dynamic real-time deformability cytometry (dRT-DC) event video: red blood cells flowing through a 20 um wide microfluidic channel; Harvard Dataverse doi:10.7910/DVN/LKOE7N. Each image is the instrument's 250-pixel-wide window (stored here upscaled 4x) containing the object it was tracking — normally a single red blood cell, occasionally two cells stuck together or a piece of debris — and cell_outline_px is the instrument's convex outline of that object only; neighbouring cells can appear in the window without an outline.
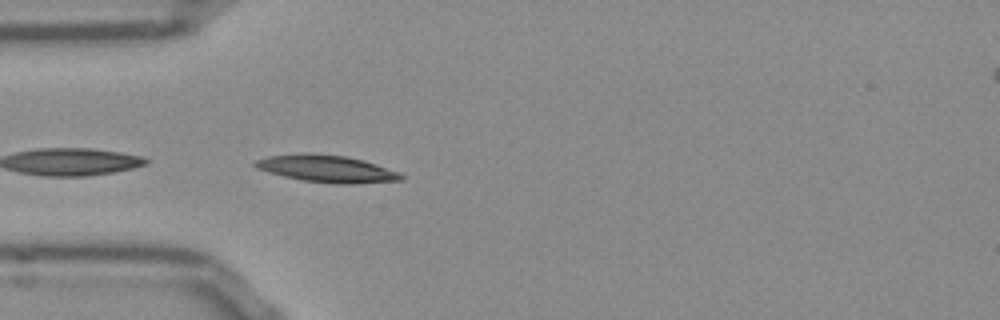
{"species": "Egyptian fruit bat (a non-hibernating species)", "species_latin": "Rousettus aegyptiacus", "temperature_condition": "room temperature", "stored_images_in_passage": 12, "camera_frame_rate_fps": 3000, "um_per_image_px": 0.085, "frame": {"image": 1, "passage_image": 1, "time_ms": 0.0, "image_size_px": [1000, 320], "cell_outline_px": [[404, 180], [352, 184], [332, 184], [300, 180], [268, 172], [256, 168], [252, 164], [256, 160], [268, 156], [296, 152], [312, 152], [344, 156], [364, 160], [376, 164], [396, 172], [404, 176]], "centroid_in_image_um": [27.72, 14.33], "position_along_channel_um": 57.3, "area_um2": 23.35}}